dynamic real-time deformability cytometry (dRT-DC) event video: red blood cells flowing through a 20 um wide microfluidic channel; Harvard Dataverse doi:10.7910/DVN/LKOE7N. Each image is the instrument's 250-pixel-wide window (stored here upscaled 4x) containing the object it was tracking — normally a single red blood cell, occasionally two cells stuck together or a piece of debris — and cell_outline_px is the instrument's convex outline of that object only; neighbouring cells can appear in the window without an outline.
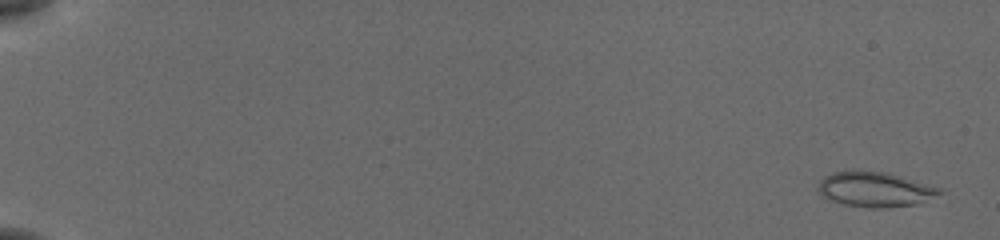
{"species": "common noctule bat (a hibernating species)", "species_latin": "Nyctalus noctula", "temperature_condition": "cold", "stored_images_in_passage": 56, "camera_frame_rate_fps": 3000, "um_per_image_px": 0.085, "animal": {"sex": "female", "body_mass_g": 19.5, "forearm_length_mm": 54.1}, "frame": {"image": 1, "passage_image": 3, "time_ms": 0.667, "image_size_px": [1000, 240], "cell_outline_px": [[940, 192], [916, 204], [880, 208], [868, 208], [844, 204], [820, 196], [816, 188], [820, 180], [824, 176], [832, 172], [884, 172], [900, 176], [940, 188]], "centroid_in_image_um": [74.27, 16.11], "position_along_channel_um": 10.7, "area_um2": 24.04}}
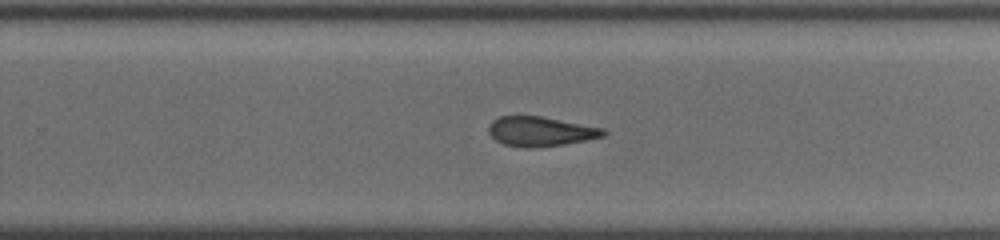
{"frame": {"image": 2, "passage_image": 39, "time_ms": 12.667, "image_size_px": [1000, 240], "cell_outline_px": [[608, 132], [604, 136], [584, 140], [560, 144], [532, 148], [528, 148], [504, 144], [496, 140], [488, 132], [488, 128], [492, 120], [500, 116], [540, 116], [604, 128]], "centroid_in_image_um": [45.93, 11.16], "position_along_channel_um": 283.9, "area_um2": 19.54}}
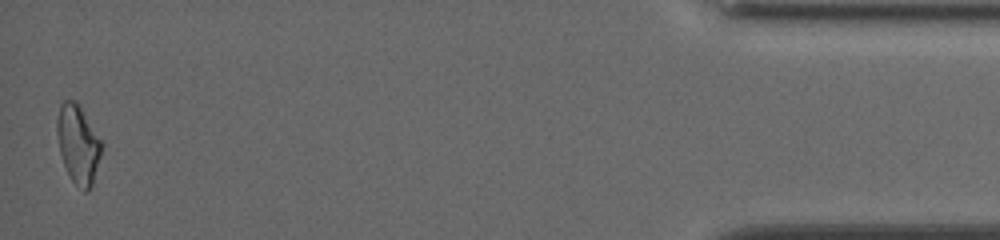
{"frame": {"image": 3, "passage_image": 56, "time_ms": 18.333, "image_size_px": [1000, 240], "cell_outline_px": [[100, 156], [92, 184], [88, 192], [84, 192], [72, 180], [64, 164], [60, 152], [56, 132], [56, 120], [60, 104], [64, 100], [76, 100], [100, 140]], "centroid_in_image_um": [6.6, 12.24], "position_along_channel_um": 428.6, "area_um2": 19.88}, "authors_computed_cell_mechanics": {"area_um2": 21.0681, "velocity_mm_per_s": 3.8444, "shape_relaxation_time_tau1_ms": null, "shape_relaxation_time_tau2_ms": 1.9217, "deformation_change_tau1": null, "deformation_change_tau2": 0.0943}}